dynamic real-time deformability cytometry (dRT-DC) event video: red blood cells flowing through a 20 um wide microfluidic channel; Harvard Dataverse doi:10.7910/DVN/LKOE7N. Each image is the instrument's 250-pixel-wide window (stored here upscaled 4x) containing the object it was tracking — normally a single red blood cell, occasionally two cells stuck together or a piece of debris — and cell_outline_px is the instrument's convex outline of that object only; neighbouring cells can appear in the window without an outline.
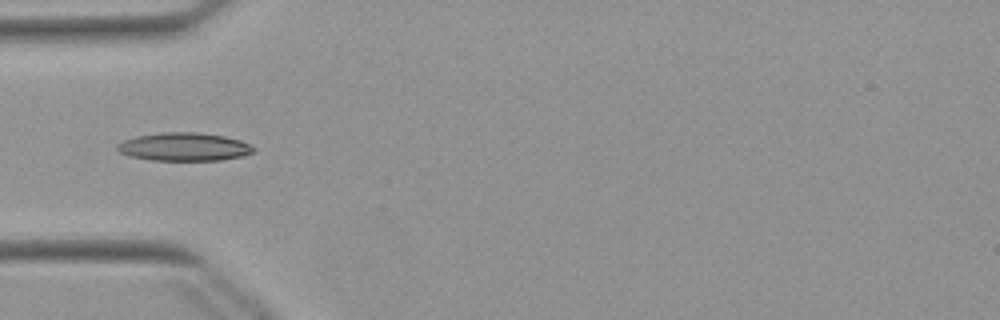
{"species": "Egyptian fruit bat (a non-hibernating species)", "species_latin": "Rousettus aegyptiacus", "temperature_condition": "warm", "stored_images_in_passage": 19, "camera_frame_rate_fps": 3000, "um_per_image_px": 0.085, "animal": {"sex": "female"}, "frame": {"image": 1, "passage_image": 1, "time_ms": 0.0, "image_size_px": [1000, 320], "cell_outline_px": [[256, 152], [244, 156], [220, 160], [152, 160], [132, 156], [120, 152], [116, 148], [116, 144], [124, 140], [136, 136], [160, 132], [200, 132], [224, 136], [240, 140], [256, 148]], "centroid_in_image_um": [15.68, 12.47], "position_along_channel_um": 69.3, "area_um2": 22.48}}
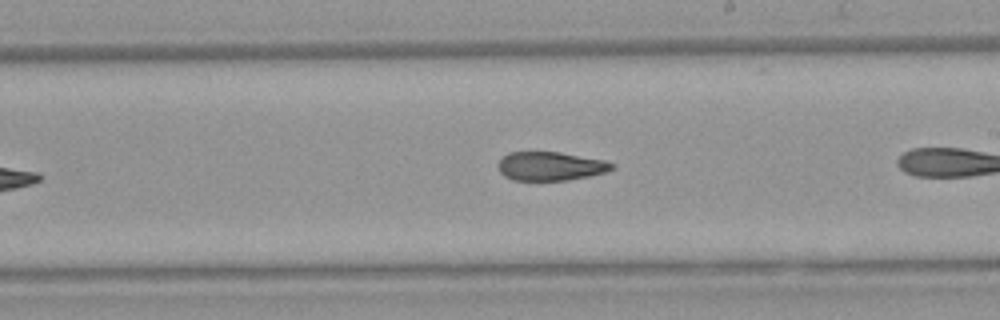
{"frame": {"image": 2, "passage_image": 9, "time_ms": 2.667, "image_size_px": [1000, 320], "cell_outline_px": [[616, 168], [604, 172], [588, 176], [568, 180], [512, 180], [504, 176], [500, 172], [496, 164], [508, 152], [560, 152], [604, 160], [616, 164]], "centroid_in_image_um": [46.78, 14.12], "position_along_channel_um": 242.2, "area_um2": 19.13}}